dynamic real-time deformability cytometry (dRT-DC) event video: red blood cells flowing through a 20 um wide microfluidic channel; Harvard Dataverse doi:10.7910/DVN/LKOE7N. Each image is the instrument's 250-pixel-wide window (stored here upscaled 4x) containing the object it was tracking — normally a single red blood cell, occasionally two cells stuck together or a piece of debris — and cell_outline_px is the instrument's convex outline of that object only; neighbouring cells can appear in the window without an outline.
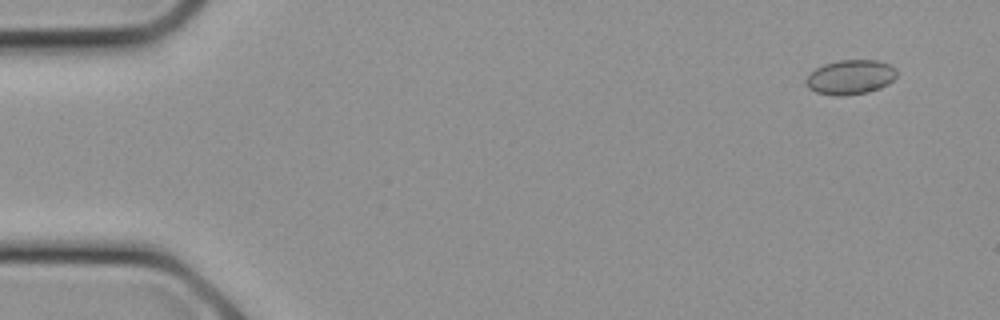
{"species": "common noctule bat (a hibernating species)", "species_latin": "Nyctalus noctula", "temperature_condition": "cold", "stored_images_in_passage": 4, "camera_frame_rate_fps": 3000, "um_per_image_px": 0.085, "animal": {"sex": "female", "body_mass_g": 21.9}, "frame": {"image": 1, "passage_image": 1, "time_ms": 0.0, "image_size_px": [1000, 320], "cell_outline_px": [[896, 76], [888, 84], [880, 88], [864, 92], [844, 96], [836, 96], [816, 92], [808, 88], [804, 80], [816, 68], [824, 64], [840, 60], [876, 60], [888, 64], [896, 68]], "centroid_in_image_um": [72.27, 6.56], "position_along_channel_um": 12.7, "area_um2": 18.15}}